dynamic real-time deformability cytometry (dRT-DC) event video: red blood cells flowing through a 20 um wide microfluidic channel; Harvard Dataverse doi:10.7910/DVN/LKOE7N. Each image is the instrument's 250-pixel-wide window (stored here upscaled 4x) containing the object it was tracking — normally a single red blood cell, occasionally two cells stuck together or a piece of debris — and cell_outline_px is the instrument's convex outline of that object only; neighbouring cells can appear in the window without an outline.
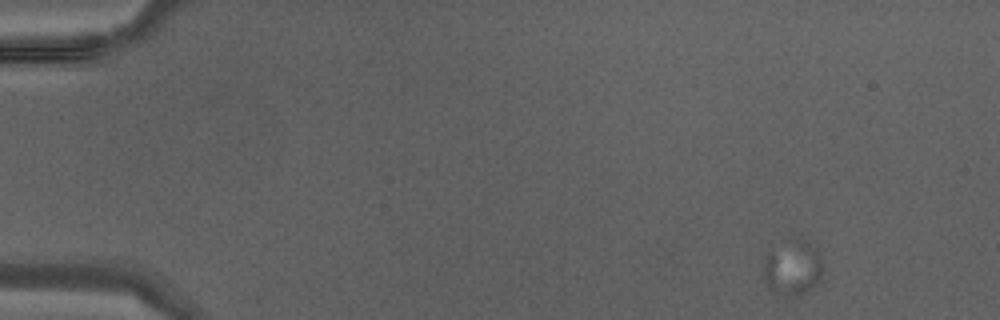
{"species": "Egyptian fruit bat (a non-hibernating species)", "species_latin": "Rousettus aegyptiacus", "temperature_condition": "warm", "stored_images_in_passage": 40, "camera_frame_rate_fps": 3000, "um_per_image_px": 0.085, "animal": {"sex": "male"}, "frame": {"image": 1, "passage_image": 1, "time_ms": 0.0, "image_size_px": [1000, 320], "cell_outline_px": [[824, 268], [820, 280], [816, 284], [804, 292], [788, 296], [772, 288], [764, 280], [764, 256], [780, 240], [792, 236], [804, 240], [816, 248], [820, 256]], "centroid_in_image_um": [67.38, 22.64], "position_along_channel_um": 17.6, "area_um2": 19.25}}
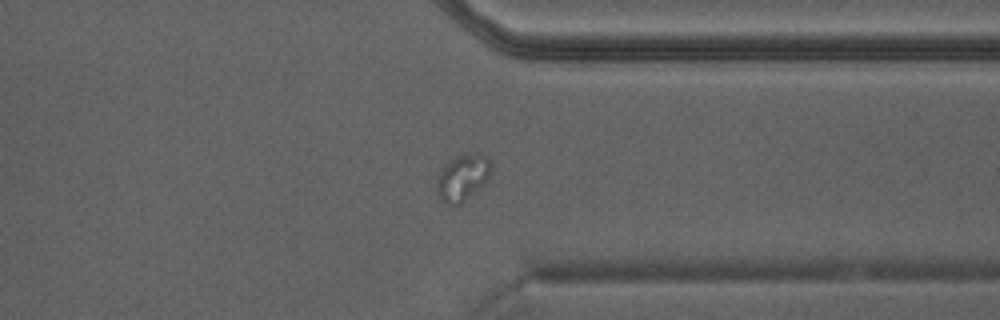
{"frame": {"image": 2, "passage_image": 31, "time_ms": 10.0, "image_size_px": [1000, 320], "cell_outline_px": [[492, 172], [484, 184], [460, 204], [448, 204], [440, 196], [436, 184], [436, 180], [444, 164], [456, 156], [476, 152], [480, 152], [488, 156], [492, 164]], "centroid_in_image_um": [39.38, 15.03], "position_along_channel_um": 372.0, "area_um2": 14.68}}
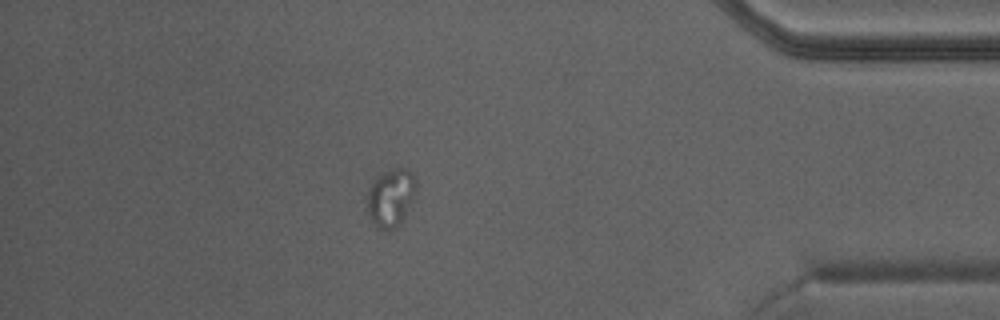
{"frame": {"image": 3, "passage_image": 35, "time_ms": 11.333, "image_size_px": [1000, 320], "cell_outline_px": [[416, 192], [400, 224], [396, 228], [384, 232], [372, 220], [368, 212], [368, 192], [376, 176], [384, 172], [396, 168], [404, 168], [412, 172], [416, 180]], "centroid_in_image_um": [33.24, 16.79], "position_along_channel_um": 402.0, "area_um2": 16.3}}